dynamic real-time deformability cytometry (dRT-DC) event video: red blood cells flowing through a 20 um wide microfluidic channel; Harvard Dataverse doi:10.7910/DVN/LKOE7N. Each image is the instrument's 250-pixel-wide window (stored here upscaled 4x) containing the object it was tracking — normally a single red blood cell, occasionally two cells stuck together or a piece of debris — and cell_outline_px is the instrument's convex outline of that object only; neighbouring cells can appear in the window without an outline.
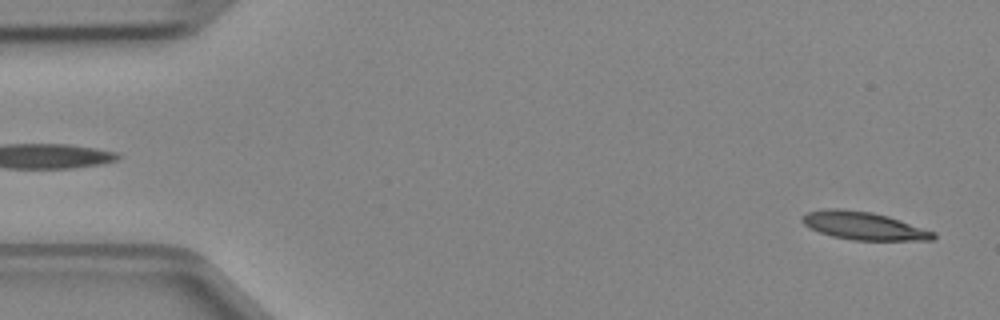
{"species": "Egyptian fruit bat (a non-hibernating species)", "species_latin": "Rousettus aegyptiacus", "temperature_condition": "cold", "stored_images_in_passage": 4, "segment_of_instrument_passage": [2, 2], "camera_frame_rate_fps": 3000, "um_per_image_px": 0.085, "animal": {"sex": "female"}, "frame": {"image": 1, "passage_image": 4, "time_ms": 1.0, "image_size_px": [1000, 320], "cell_outline_px": [[936, 240], [852, 240], [832, 236], [820, 232], [804, 224], [800, 220], [800, 216], [808, 212], [824, 208], [840, 208], [872, 212], [888, 216], [936, 232]], "centroid_in_image_um": [73.41, 19.18], "position_along_channel_um": 11.6, "area_um2": 21.44}}